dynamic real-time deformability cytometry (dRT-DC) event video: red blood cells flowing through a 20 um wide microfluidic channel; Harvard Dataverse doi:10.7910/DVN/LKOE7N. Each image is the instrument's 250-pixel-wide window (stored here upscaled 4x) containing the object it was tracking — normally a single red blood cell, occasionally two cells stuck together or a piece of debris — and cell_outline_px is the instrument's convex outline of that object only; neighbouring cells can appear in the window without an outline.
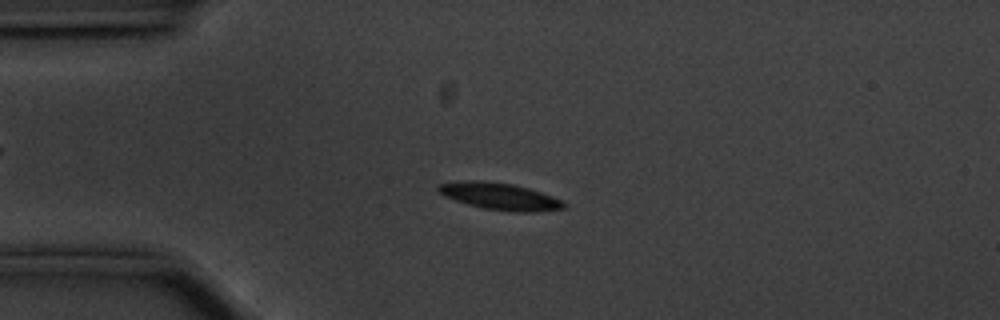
{"species": "common noctule bat (a hibernating species)", "species_latin": "Nyctalus noctula", "temperature_condition": "cold", "stored_images_in_passage": 56, "camera_frame_rate_fps": 3000, "um_per_image_px": 0.085, "animal": {"sex": "male", "body_mass_g": 20.1, "forearm_length_mm": 53.5}, "frame": {"image": 1, "passage_image": 13, "time_ms": 4.0, "image_size_px": [1000, 320], "cell_outline_px": [[568, 208], [536, 212], [516, 212], [484, 208], [468, 204], [444, 196], [436, 188], [440, 184], [460, 180], [484, 180], [512, 184], [528, 188], [564, 200], [568, 204]], "centroid_in_image_um": [42.54, 16.69], "position_along_channel_um": 42.5, "area_um2": 19.83}}
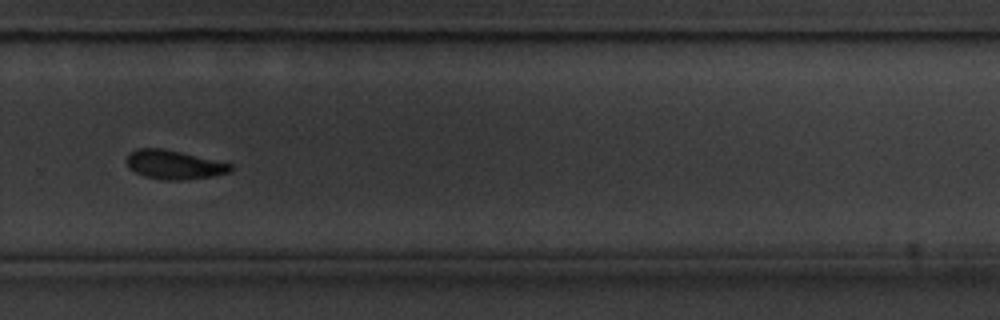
{"frame": {"image": 2, "passage_image": 38, "time_ms": 12.333, "image_size_px": [1000, 320], "cell_outline_px": [[232, 172], [212, 176], [180, 180], [164, 180], [144, 176], [128, 168], [128, 152], [136, 148], [160, 148], [180, 152], [232, 164]], "centroid_in_image_um": [14.78, 14.0], "position_along_channel_um": 315.0, "area_um2": 17.34}}
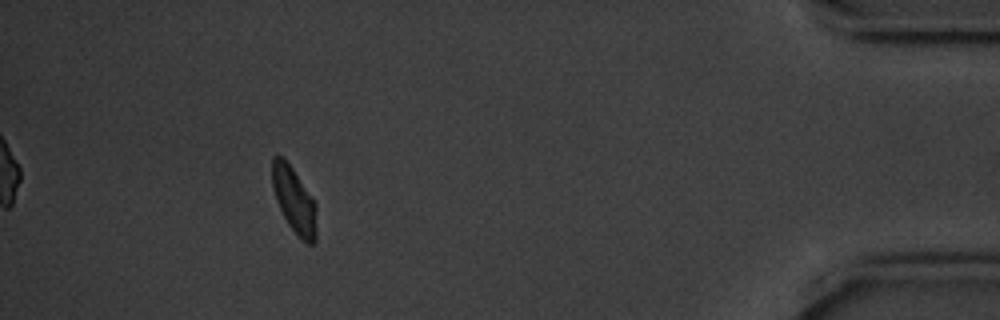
{"frame": {"image": 3, "passage_image": 51, "time_ms": 16.667, "image_size_px": [1000, 320], "cell_outline_px": [[316, 240], [312, 244], [308, 244], [288, 224], [276, 200], [272, 188], [272, 156], [276, 152], [292, 168], [312, 196], [316, 204]], "centroid_in_image_um": [24.99, 16.98], "position_along_channel_um": 410.2, "area_um2": 16.82}, "authors_computed_cell_mechanics": {"area_um2": 18.5538, "velocity_mm_per_s": 3.523, "shape_relaxation_time_tau1_ms": 2.2003, "shape_relaxation_time_tau2_ms": null, "deformation_change_tau1": 0.1049, "deformation_change_tau2": null}}